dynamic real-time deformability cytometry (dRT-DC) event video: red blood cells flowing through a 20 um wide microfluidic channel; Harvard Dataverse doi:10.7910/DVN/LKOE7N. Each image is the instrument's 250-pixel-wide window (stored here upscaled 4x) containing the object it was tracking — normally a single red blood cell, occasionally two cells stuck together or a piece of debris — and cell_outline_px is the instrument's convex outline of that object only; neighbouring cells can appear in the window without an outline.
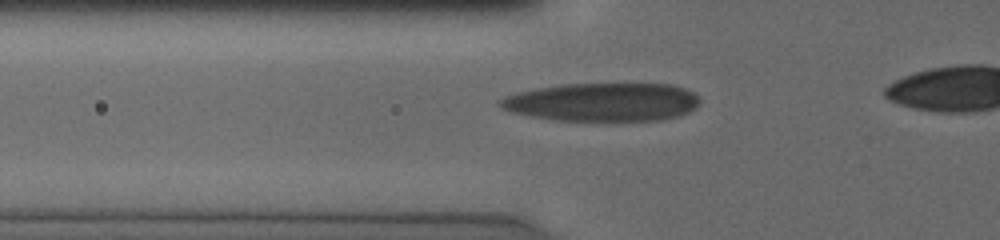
{"species": "human", "species_latin": "Homo sapiens", "temperature_condition": "cold", "stored_images_in_passage": 30, "camera_frame_rate_fps": 3000, "um_per_image_px": 0.085, "donor": {"sex": "male"}, "frame": {"image": 1, "passage_image": 2, "time_ms": 0.333, "image_size_px": [1000, 240], "cell_outline_px": [[700, 104], [696, 108], [680, 116], [660, 120], [552, 120], [512, 112], [500, 108], [496, 104], [496, 100], [504, 96], [516, 92], [536, 88], [564, 84], [672, 84], [684, 88], [692, 92], [700, 100]], "centroid_in_image_um": [51.18, 8.67], "position_along_channel_um": 74.6, "area_um2": 44.85}}
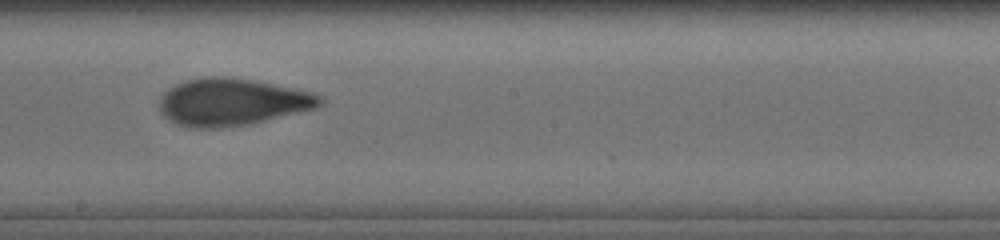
{"frame": {"image": 2, "passage_image": 14, "time_ms": 4.333, "image_size_px": [1000, 240], "cell_outline_px": [[324, 104], [316, 108], [248, 124], [216, 128], [196, 128], [176, 124], [164, 116], [160, 112], [160, 96], [168, 88], [184, 80], [208, 76], [220, 76], [252, 80], [296, 88], [312, 92], [324, 96]], "centroid_in_image_um": [19.73, 8.66], "position_along_channel_um": 228.5, "area_um2": 44.22}}
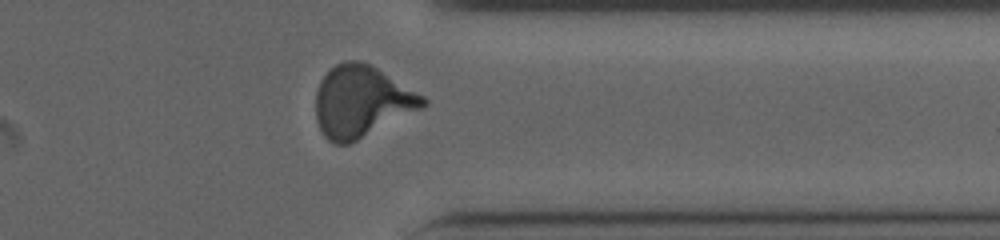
{"frame": {"image": 3, "passage_image": 26, "time_ms": 8.333, "image_size_px": [1000, 240], "cell_outline_px": [[428, 104], [424, 108], [348, 144], [336, 144], [328, 140], [324, 136], [316, 120], [316, 92], [320, 80], [336, 64], [348, 60], [360, 60], [376, 68], [424, 96], [428, 100]], "centroid_in_image_um": [30.73, 8.64], "position_along_channel_um": 380.7, "area_um2": 44.27}}